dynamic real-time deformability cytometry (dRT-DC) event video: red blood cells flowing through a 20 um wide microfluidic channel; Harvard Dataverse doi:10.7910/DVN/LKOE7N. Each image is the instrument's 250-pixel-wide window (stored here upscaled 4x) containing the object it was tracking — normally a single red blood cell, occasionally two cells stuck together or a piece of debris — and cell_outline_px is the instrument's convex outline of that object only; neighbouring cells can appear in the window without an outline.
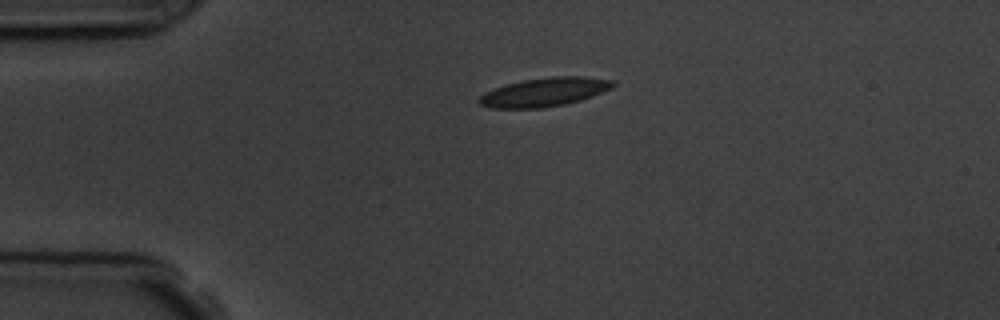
{"species": "common noctule bat (a hibernating species)", "species_latin": "Nyctalus noctula", "temperature_condition": "room temperature", "stored_images_in_passage": 2, "camera_frame_rate_fps": 3000, "um_per_image_px": 0.085, "animal": {"sex": "male", "body_mass_g": 19.5, "forearm_length_mm": 54.6}, "frame": {"image": 1, "passage_image": 1, "time_ms": 0.0, "image_size_px": [1000, 320], "cell_outline_px": [[616, 84], [612, 88], [592, 96], [580, 100], [564, 104], [540, 108], [492, 108], [480, 104], [476, 100], [484, 92], [508, 84], [524, 80], [552, 76], [584, 76], [612, 80]], "centroid_in_image_um": [46.28, 7.82], "position_along_channel_um": 38.7, "area_um2": 22.25}}